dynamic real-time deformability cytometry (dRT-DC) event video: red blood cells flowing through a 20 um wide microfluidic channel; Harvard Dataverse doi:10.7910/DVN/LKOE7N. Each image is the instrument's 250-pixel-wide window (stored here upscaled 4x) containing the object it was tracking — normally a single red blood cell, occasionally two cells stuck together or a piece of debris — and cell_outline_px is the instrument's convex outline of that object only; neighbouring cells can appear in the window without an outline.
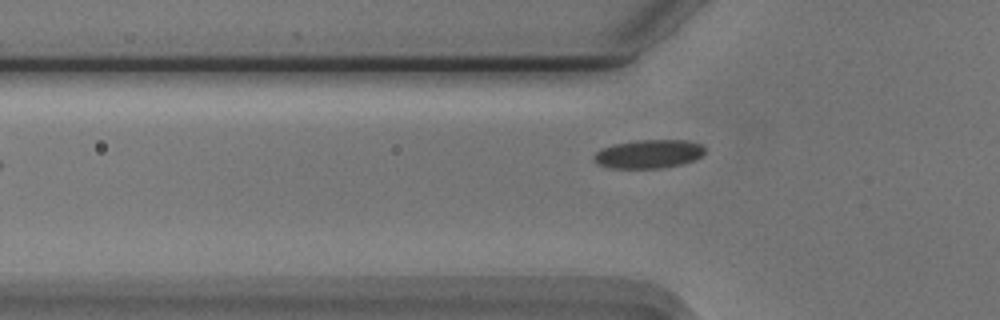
{"species": "Egyptian fruit bat (a non-hibernating species)", "species_latin": "Rousettus aegyptiacus", "temperature_condition": "cold", "stored_images_in_passage": 38, "camera_frame_rate_fps": 3000, "um_per_image_px": 0.085, "animal": {"sex": "male"}, "frame": {"image": 1, "passage_image": 5, "time_ms": 1.333, "image_size_px": [1000, 320], "cell_outline_px": [[704, 152], [700, 156], [692, 160], [680, 164], [660, 168], [612, 168], [596, 164], [592, 160], [592, 156], [600, 148], [612, 144], [636, 140], [688, 140], [700, 144], [704, 148]], "centroid_in_image_um": [55.05, 13.08], "position_along_channel_um": 70.7, "area_um2": 18.55}}
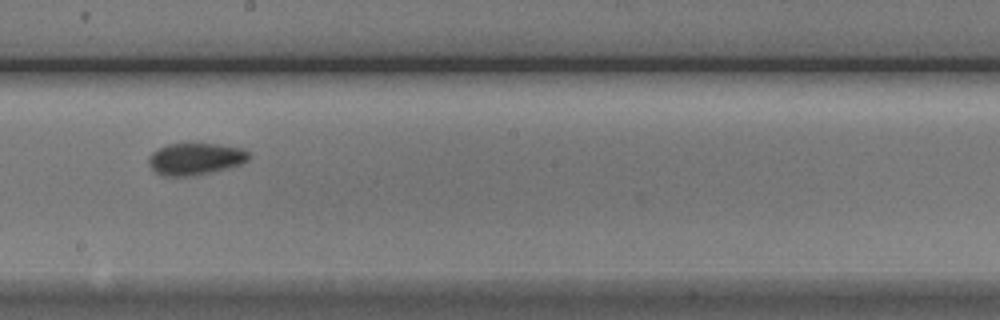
{"frame": {"image": 2, "passage_image": 18, "time_ms": 5.667, "image_size_px": [1000, 320], "cell_outline_px": [[252, 156], [248, 160], [240, 164], [228, 168], [196, 176], [164, 176], [156, 172], [148, 164], [148, 156], [152, 152], [168, 144], [184, 140], [192, 140], [244, 148]], "centroid_in_image_um": [16.61, 13.45], "position_along_channel_um": 231.6, "area_um2": 19.59}}
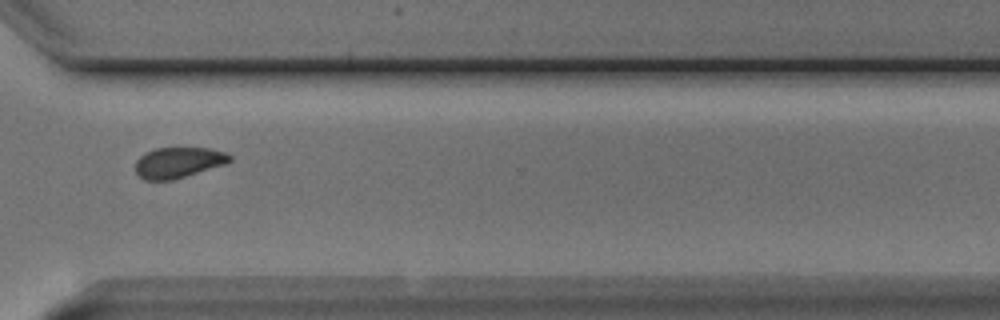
{"frame": {"image": 3, "passage_image": 28, "time_ms": 9.0, "image_size_px": [1000, 320], "cell_outline_px": [[232, 160], [228, 164], [172, 180], [144, 180], [136, 172], [136, 160], [144, 152], [156, 148], [208, 148], [224, 152], [232, 156]], "centroid_in_image_um": [15.18, 13.81], "position_along_channel_um": 355.4, "area_um2": 16.99}, "authors_computed_cell_mechanics": {"area_um2": 17.918, "velocity_mm_per_s": 3.7169, "shape_relaxation_time_tau1_ms": 5.475, "shape_relaxation_time_tau2_ms": 3.6413, "deformation_change_tau1": 0.1004, "deformation_change_tau2": 0.0596}}